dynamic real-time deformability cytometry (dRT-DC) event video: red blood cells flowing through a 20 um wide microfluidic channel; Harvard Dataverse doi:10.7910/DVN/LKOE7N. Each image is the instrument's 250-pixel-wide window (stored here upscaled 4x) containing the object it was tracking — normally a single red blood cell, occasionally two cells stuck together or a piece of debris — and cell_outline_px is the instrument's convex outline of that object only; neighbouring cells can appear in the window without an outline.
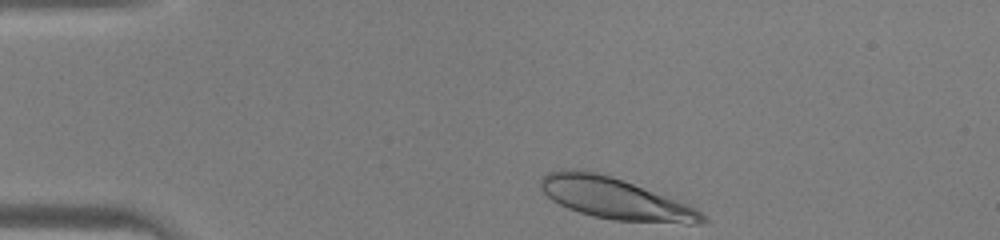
{"species": "human", "species_latin": "Homo sapiens", "temperature_condition": "warm", "stored_images_in_passage": 31, "camera_frame_rate_fps": 3000, "um_per_image_px": 0.085, "donor": {"sex": "male"}, "frame": {"image": 1, "passage_image": 1, "time_ms": 0.0, "image_size_px": [1000, 240], "cell_outline_px": [[708, 220], [700, 224], [688, 224], [612, 220], [592, 216], [568, 208], [552, 200], [540, 188], [540, 180], [548, 172], [564, 168], [576, 168], [596, 172], [632, 184], [688, 204], [708, 216]], "centroid_in_image_um": [52.28, 16.88], "position_along_channel_um": 32.7, "area_um2": 38.73}}
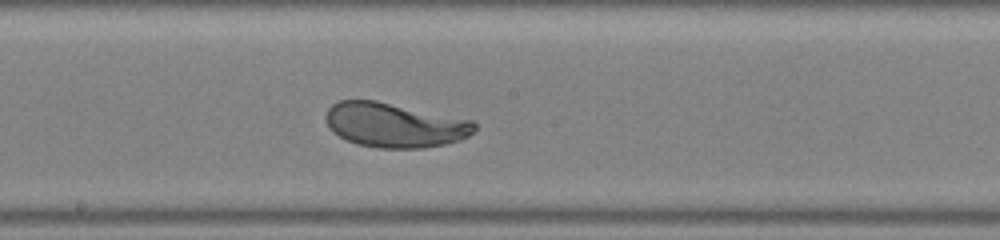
{"frame": {"image": 2, "passage_image": 17, "time_ms": 5.333, "image_size_px": [1000, 240], "cell_outline_px": [[476, 128], [468, 136], [460, 140], [444, 144], [424, 148], [376, 148], [356, 144], [332, 132], [328, 128], [324, 120], [324, 116], [328, 108], [332, 104], [340, 100], [376, 100], [472, 120], [476, 124]], "centroid_in_image_um": [33.49, 10.63], "position_along_channel_um": 214.7, "area_um2": 38.78}}
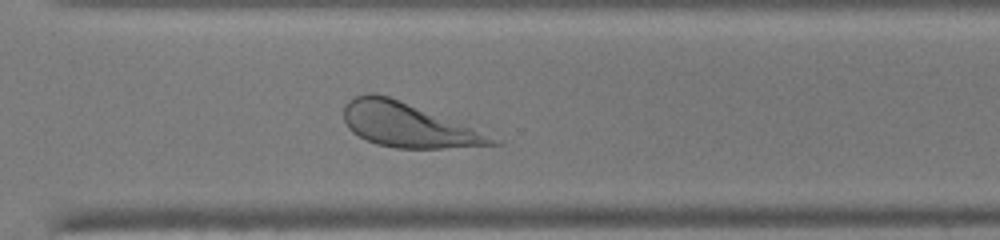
{"frame": {"image": 3, "passage_image": 25, "time_ms": 8.0, "image_size_px": [1000, 240], "cell_outline_px": [[500, 144], [444, 148], [396, 148], [376, 144], [364, 140], [352, 132], [348, 128], [344, 120], [344, 104], [348, 100], [356, 96], [368, 92], [376, 92], [388, 96], [472, 128], [500, 140]], "centroid_in_image_um": [34.58, 10.63], "position_along_channel_um": 336.0, "area_um2": 37.63}}